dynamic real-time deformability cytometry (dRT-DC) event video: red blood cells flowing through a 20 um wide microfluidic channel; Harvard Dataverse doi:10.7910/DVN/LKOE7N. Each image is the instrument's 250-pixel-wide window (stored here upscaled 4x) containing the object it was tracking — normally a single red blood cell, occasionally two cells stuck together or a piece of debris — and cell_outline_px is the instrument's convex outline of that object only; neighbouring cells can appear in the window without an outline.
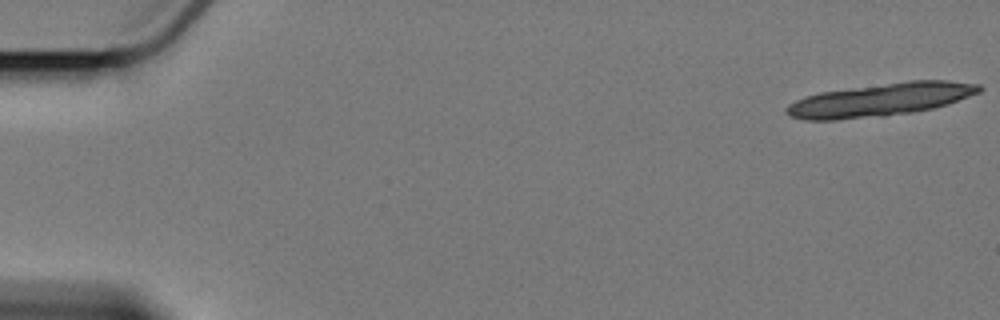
{"species": "Egyptian fruit bat (a non-hibernating species)", "species_latin": "Rousettus aegyptiacus", "temperature_condition": "cold", "stored_images_in_passage": 6, "segment_of_instrument_passage": [1, 2], "camera_frame_rate_fps": 3000, "um_per_image_px": 0.085, "animal": {"sex": "female"}, "frame": {"image": 1, "passage_image": 1, "time_ms": 0.0, "image_size_px": [1000, 320], "cell_outline_px": [[984, 88], [980, 92], [948, 104], [932, 108], [912, 112], [884, 116], [836, 120], [804, 120], [788, 116], [784, 112], [784, 108], [788, 104], [796, 100], [820, 92], [912, 80], [948, 80], [980, 84]], "centroid_in_image_um": [74.83, 8.48], "position_along_channel_um": 10.2, "area_um2": 37.05}}